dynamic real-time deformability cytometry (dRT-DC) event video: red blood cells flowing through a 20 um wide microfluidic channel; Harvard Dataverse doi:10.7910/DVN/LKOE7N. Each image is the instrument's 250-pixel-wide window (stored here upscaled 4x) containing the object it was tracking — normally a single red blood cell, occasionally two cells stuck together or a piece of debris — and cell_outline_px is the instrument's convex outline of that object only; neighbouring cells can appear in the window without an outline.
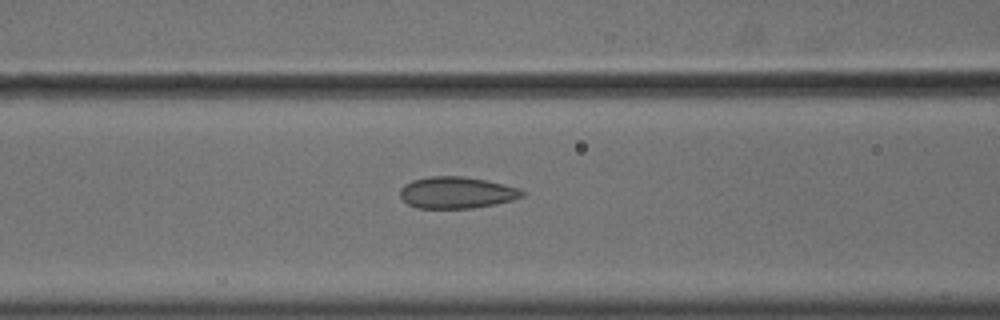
{"species": "common noctule bat (a hibernating species)", "species_latin": "Nyctalus noctula", "temperature_condition": "cold", "stored_images_in_passage": 14, "camera_frame_rate_fps": 3000, "um_per_image_px": 0.085, "animal": {"sex": "male", "body_mass_g": 18.8}, "frame": {"image": 1, "passage_image": 12, "time_ms": 3.667, "image_size_px": [1000, 320], "cell_outline_px": [[524, 196], [512, 200], [496, 204], [472, 208], [416, 208], [408, 204], [400, 196], [400, 188], [404, 184], [412, 180], [428, 176], [464, 176], [484, 180], [520, 188], [524, 192]], "centroid_in_image_um": [38.79, 16.37], "position_along_channel_um": 127.8, "area_um2": 22.54}}